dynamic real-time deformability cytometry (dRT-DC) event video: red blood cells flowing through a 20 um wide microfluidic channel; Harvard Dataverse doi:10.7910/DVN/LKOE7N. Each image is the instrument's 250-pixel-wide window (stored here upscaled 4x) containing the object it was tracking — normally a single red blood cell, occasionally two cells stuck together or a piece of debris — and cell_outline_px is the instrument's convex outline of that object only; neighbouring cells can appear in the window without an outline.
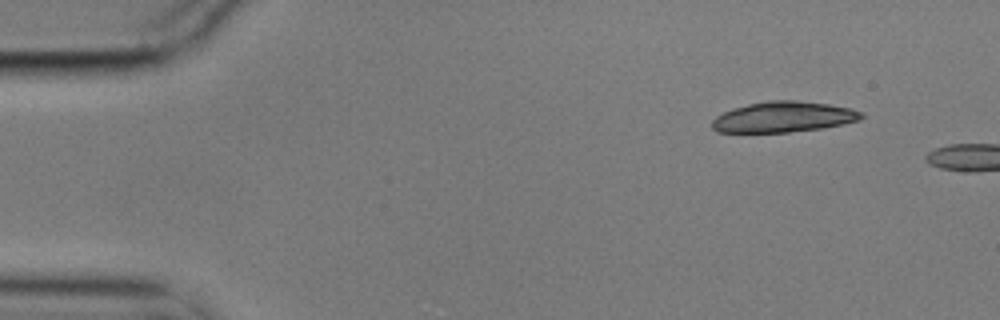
{"species": "common noctule bat (a hibernating species)", "species_latin": "Nyctalus noctula", "temperature_condition": "cold", "stored_images_in_passage": 2, "camera_frame_rate_fps": 3000, "um_per_image_px": 0.085, "animal": {"sex": "male", "body_mass_g": 17.9}, "frame": {"image": 1, "passage_image": 1, "time_ms": 0.0, "image_size_px": [1000, 320], "cell_outline_px": [[864, 116], [860, 120], [820, 128], [788, 132], [716, 132], [712, 128], [712, 120], [716, 116], [732, 108], [748, 104], [768, 100], [796, 100], [828, 104], [852, 108], [864, 112]], "centroid_in_image_um": [66.59, 9.93], "position_along_channel_um": 18.4, "area_um2": 26.65}}